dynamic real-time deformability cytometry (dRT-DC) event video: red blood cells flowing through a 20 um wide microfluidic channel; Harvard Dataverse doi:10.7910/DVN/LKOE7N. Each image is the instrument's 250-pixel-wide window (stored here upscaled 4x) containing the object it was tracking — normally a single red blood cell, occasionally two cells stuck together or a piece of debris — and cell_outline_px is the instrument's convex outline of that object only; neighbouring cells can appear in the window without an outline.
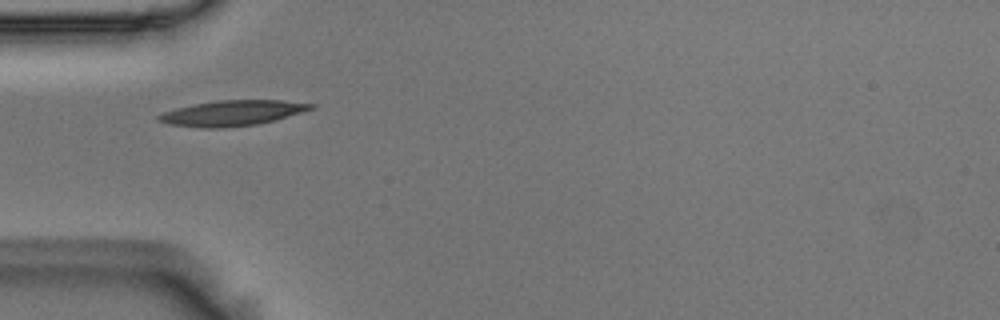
{"species": "Egyptian fruit bat (a non-hibernating species)", "species_latin": "Rousettus aegyptiacus", "temperature_condition": "room temperature", "stored_images_in_passage": 10, "camera_frame_rate_fps": 3000, "um_per_image_px": 0.085, "animal": {"sex": "male"}, "frame": {"image": 1, "passage_image": 1, "time_ms": 0.0, "image_size_px": [1000, 320], "cell_outline_px": [[316, 108], [272, 120], [256, 124], [220, 128], [200, 128], [168, 124], [156, 120], [156, 116], [164, 112], [176, 108], [196, 104], [220, 100], [280, 100], [316, 104]], "centroid_in_image_um": [19.71, 9.61], "position_along_channel_um": 65.3, "area_um2": 22.31}}
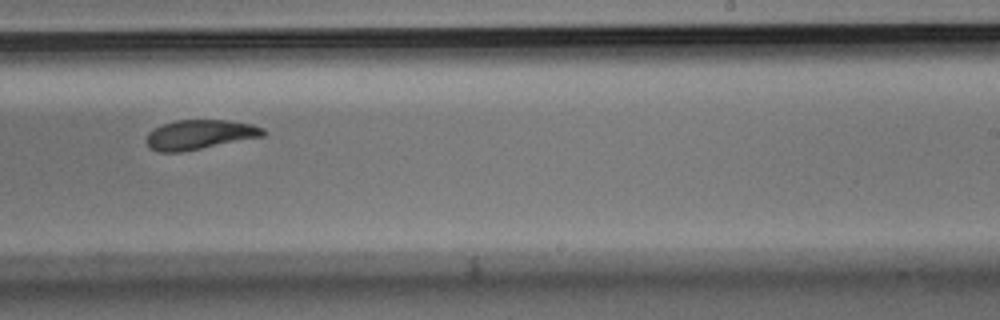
{"frame": {"image": 2, "passage_image": 6, "time_ms": 1.667, "image_size_px": [1000, 320], "cell_outline_px": [[268, 132], [264, 136], [180, 152], [160, 152], [148, 148], [144, 140], [148, 132], [152, 128], [176, 120], [224, 120], [252, 124], [264, 128]], "centroid_in_image_um": [16.93, 11.44], "position_along_channel_um": 272.1, "area_um2": 20.23}}
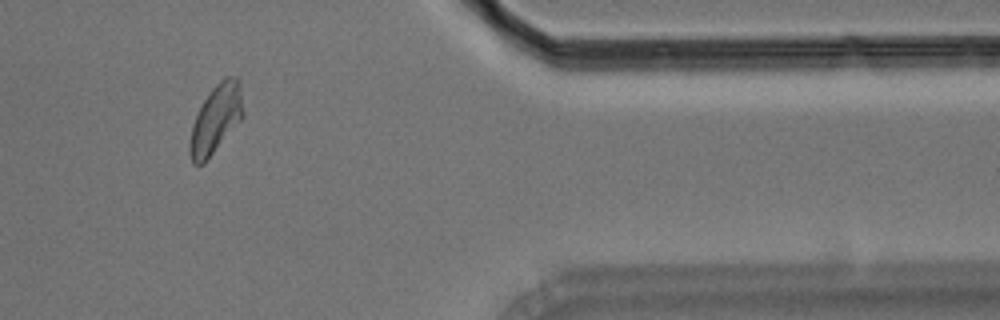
{"frame": {"image": 3, "passage_image": 9, "time_ms": 2.667, "image_size_px": [1000, 320], "cell_outline_px": [[244, 116], [204, 164], [192, 164], [188, 152], [188, 144], [192, 124], [204, 100], [212, 88], [224, 76], [236, 76], [240, 80], [244, 112]], "centroid_in_image_um": [18.35, 10.12], "position_along_channel_um": 393.1, "area_um2": 21.5}}